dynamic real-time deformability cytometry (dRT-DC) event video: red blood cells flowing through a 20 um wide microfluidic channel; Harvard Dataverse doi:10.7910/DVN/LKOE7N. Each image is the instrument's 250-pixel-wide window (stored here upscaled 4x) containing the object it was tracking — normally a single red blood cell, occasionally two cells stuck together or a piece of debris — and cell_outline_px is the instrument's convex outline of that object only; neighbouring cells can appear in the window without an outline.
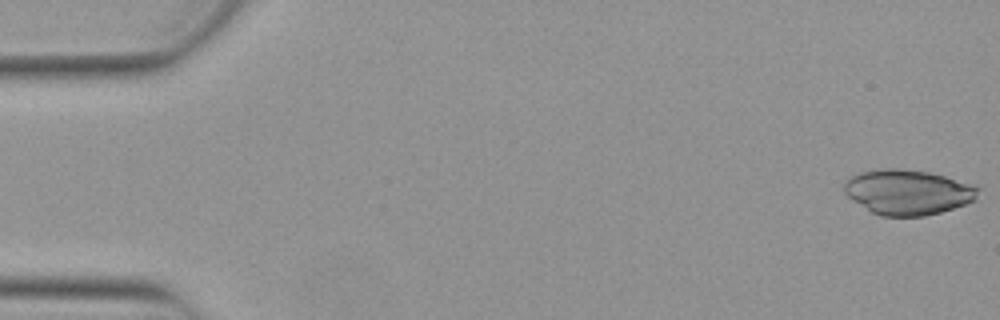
{"species": "Egyptian fruit bat (a non-hibernating species)", "species_latin": "Rousettus aegyptiacus", "temperature_condition": "warm", "stored_images_in_passage": 52, "camera_frame_rate_fps": 3000, "um_per_image_px": 0.085, "animal": {"sex": "female"}, "frame": {"image": 1, "passage_image": 1, "time_ms": 0.0, "image_size_px": [1000, 320], "cell_outline_px": [[980, 188], [976, 200], [940, 212], [924, 216], [880, 216], [872, 212], [852, 200], [844, 192], [844, 184], [852, 176], [860, 172], [880, 168], [900, 168], [928, 172], [944, 176]], "centroid_in_image_um": [77.14, 16.33], "position_along_channel_um": 7.9, "area_um2": 34.91}}